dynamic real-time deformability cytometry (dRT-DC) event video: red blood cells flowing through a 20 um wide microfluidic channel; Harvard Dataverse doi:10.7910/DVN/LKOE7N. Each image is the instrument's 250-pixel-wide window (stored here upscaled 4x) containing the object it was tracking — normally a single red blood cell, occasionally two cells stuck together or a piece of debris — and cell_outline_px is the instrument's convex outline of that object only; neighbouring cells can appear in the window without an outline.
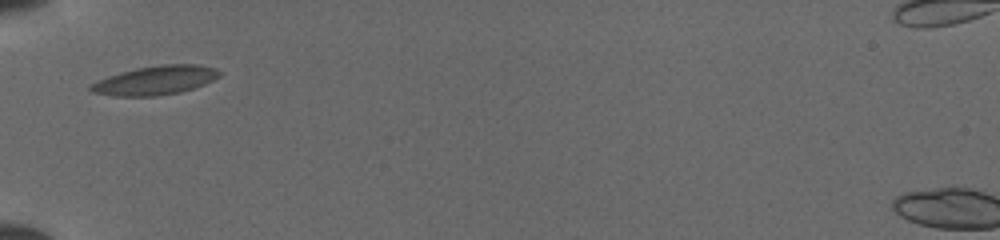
{"species": "common noctule bat (a hibernating species)", "species_latin": "Nyctalus noctula", "temperature_condition": "cold", "stored_images_in_passage": 33, "camera_frame_rate_fps": 3000, "um_per_image_px": 0.085, "animal": {"sex": "female", "body_mass_g": 19.5, "forearm_length_mm": 54.1}, "frame": {"image": 1, "passage_image": 1, "time_ms": 0.0, "image_size_px": [1000, 240], "cell_outline_px": [[220, 76], [204, 84], [180, 92], [156, 96], [112, 96], [92, 92], [88, 88], [88, 84], [108, 76], [120, 72], [136, 68], [160, 64], [196, 64], [216, 68], [220, 72]], "centroid_in_image_um": [13.16, 6.82], "position_along_channel_um": 71.8, "area_um2": 21.79}}
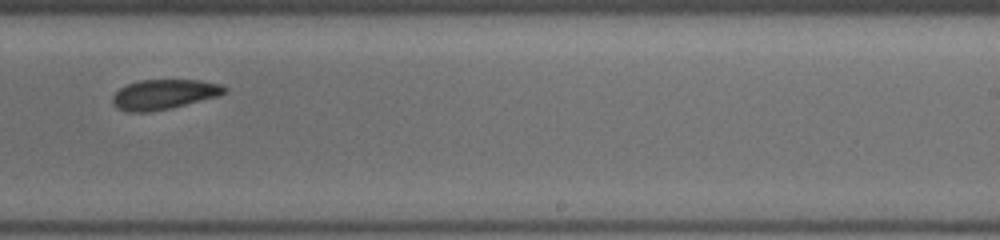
{"frame": {"image": 2, "passage_image": 16, "time_ms": 5.0, "image_size_px": [1000, 240], "cell_outline_px": [[228, 92], [220, 96], [168, 108], [144, 112], [128, 112], [116, 108], [112, 104], [112, 96], [120, 88], [128, 84], [140, 80], [200, 80], [220, 84], [228, 88]], "centroid_in_image_um": [13.95, 8.01], "position_along_channel_um": 275.1, "area_um2": 19.48}}
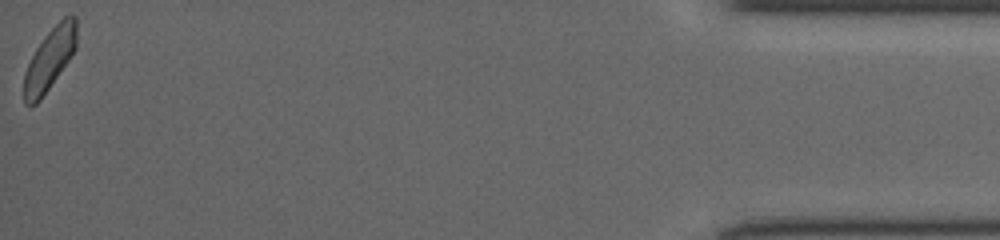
{"frame": {"image": 3, "passage_image": 33, "time_ms": 10.667, "image_size_px": [1000, 240], "cell_outline_px": [[76, 48], [68, 60], [40, 100], [36, 104], [24, 104], [24, 72], [36, 48], [44, 36], [68, 12], [72, 12], [76, 16]], "centroid_in_image_um": [4.23, 4.98], "position_along_channel_um": 431.0, "area_um2": 18.73}}